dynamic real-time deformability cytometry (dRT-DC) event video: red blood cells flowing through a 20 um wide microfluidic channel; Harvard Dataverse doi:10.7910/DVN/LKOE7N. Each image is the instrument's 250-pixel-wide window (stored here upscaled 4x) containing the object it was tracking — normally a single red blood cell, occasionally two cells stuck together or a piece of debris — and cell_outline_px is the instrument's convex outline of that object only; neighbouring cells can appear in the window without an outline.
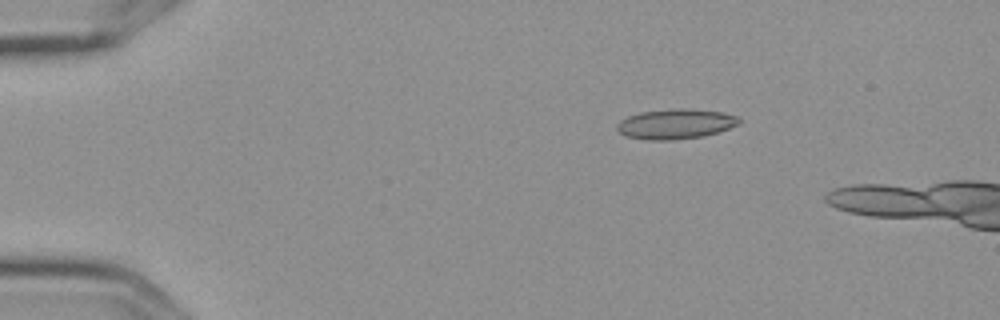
{"species": "Egyptian fruit bat (a non-hibernating species)", "species_latin": "Rousettus aegyptiacus", "temperature_condition": "cold", "stored_images_in_passage": 5, "camera_frame_rate_fps": 3000, "um_per_image_px": 0.085, "frame": {"image": 1, "passage_image": 3, "time_ms": 0.667, "image_size_px": [1000, 320], "cell_outline_px": [[740, 124], [704, 136], [672, 140], [648, 140], [624, 136], [616, 128], [616, 124], [620, 120], [628, 116], [640, 112], [720, 112], [740, 116]], "centroid_in_image_um": [57.38, 10.61], "position_along_channel_um": 27.6, "area_um2": 20.11}}